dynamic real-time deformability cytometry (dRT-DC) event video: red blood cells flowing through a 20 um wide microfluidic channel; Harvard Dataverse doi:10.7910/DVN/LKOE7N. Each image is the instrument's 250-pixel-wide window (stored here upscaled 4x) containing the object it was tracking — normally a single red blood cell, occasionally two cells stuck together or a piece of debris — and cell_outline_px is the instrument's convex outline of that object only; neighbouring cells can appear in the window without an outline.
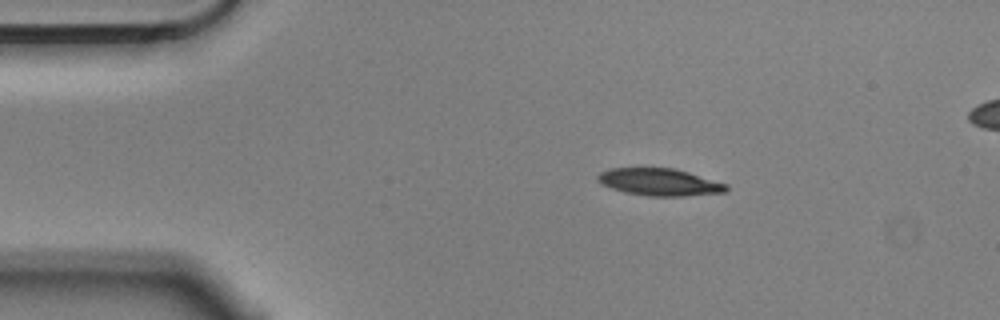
{"species": "Egyptian fruit bat (a non-hibernating species)", "species_latin": "Rousettus aegyptiacus", "temperature_condition": "cold", "stored_images_in_passage": 8, "camera_frame_rate_fps": 3000, "um_per_image_px": 0.085, "animal": {"sex": "male"}, "frame": {"image": 1, "passage_image": 1, "time_ms": 0.0, "image_size_px": [1000, 320], "cell_outline_px": [[728, 188], [724, 192], [680, 196], [648, 196], [628, 192], [612, 188], [596, 180], [596, 176], [600, 172], [608, 168], [676, 168], [728, 184]], "centroid_in_image_um": [56.06, 15.46], "position_along_channel_um": 28.9, "area_um2": 20.23}}
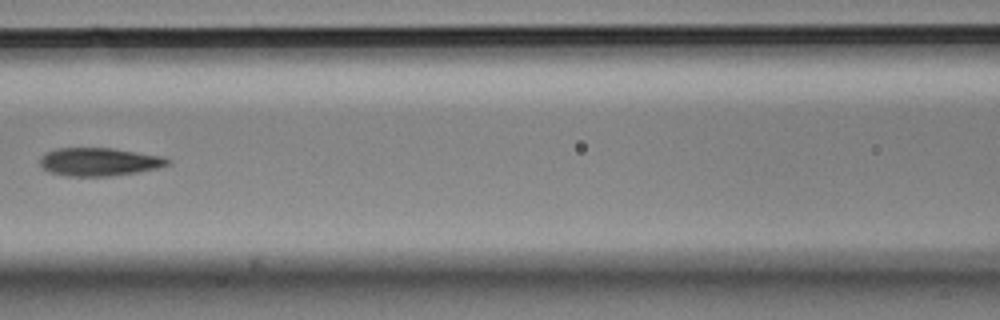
{"frame": {"image": 2, "passage_image": 5, "time_ms": 1.333, "image_size_px": [1000, 320], "cell_outline_px": [[172, 164], [156, 168], [136, 172], [112, 176], [68, 176], [52, 172], [44, 168], [40, 164], [40, 156], [44, 152], [56, 148], [112, 148], [160, 156], [172, 160]], "centroid_in_image_um": [8.42, 13.75], "position_along_channel_um": 158.2, "area_um2": 20.87}}
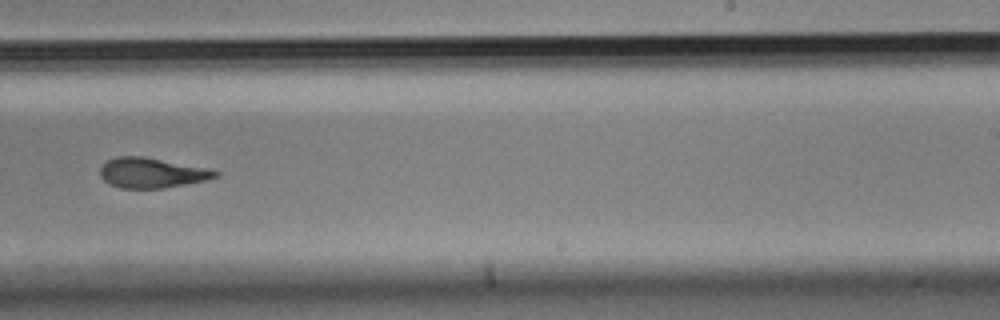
{"frame": {"image": 3, "passage_image": 8, "time_ms": 2.333, "image_size_px": [1000, 320], "cell_outline_px": [[220, 172], [216, 176], [204, 180], [164, 188], [120, 188], [104, 180], [100, 176], [100, 168], [108, 160], [116, 156], [144, 156], [204, 168]], "centroid_in_image_um": [12.84, 14.68], "position_along_channel_um": 276.2, "area_um2": 19.77}}